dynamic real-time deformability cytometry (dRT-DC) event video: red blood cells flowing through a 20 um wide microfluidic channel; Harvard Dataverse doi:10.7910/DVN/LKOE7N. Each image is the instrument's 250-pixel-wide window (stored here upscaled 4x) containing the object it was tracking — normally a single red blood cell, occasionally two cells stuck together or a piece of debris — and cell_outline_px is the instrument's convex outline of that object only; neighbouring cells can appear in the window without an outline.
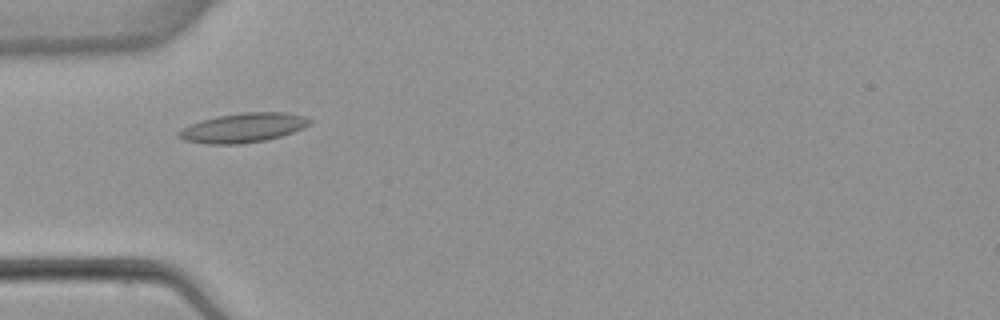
{"species": "common noctule bat (a hibernating species)", "species_latin": "Nyctalus noctula", "temperature_condition": "warm", "stored_images_in_passage": 5, "camera_frame_rate_fps": 3000, "um_per_image_px": 0.085, "animal": {"sex": "female", "body_mass_g": 22.7, "forearm_length_mm": 54.2}, "frame": {"image": 1, "passage_image": 5, "time_ms": 4.667, "image_size_px": [1000, 320], "cell_outline_px": [[312, 120], [304, 128], [280, 136], [264, 140], [240, 144], [208, 144], [184, 140], [176, 136], [176, 132], [192, 124], [204, 120], [220, 116], [240, 112], [288, 112], [304, 116]], "centroid_in_image_um": [20.68, 10.86], "position_along_channel_um": 64.3, "area_um2": 22.2}}